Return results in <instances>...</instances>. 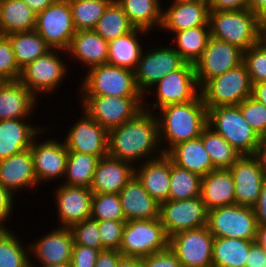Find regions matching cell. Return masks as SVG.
I'll return each instance as SVG.
<instances>
[{"instance_id":"e7e4bbea","label":"cell","mask_w":266,"mask_h":267,"mask_svg":"<svg viewBox=\"0 0 266 267\" xmlns=\"http://www.w3.org/2000/svg\"><path fill=\"white\" fill-rule=\"evenodd\" d=\"M118 267H142L141 258L122 257Z\"/></svg>"},{"instance_id":"11a10c76","label":"cell","mask_w":266,"mask_h":267,"mask_svg":"<svg viewBox=\"0 0 266 267\" xmlns=\"http://www.w3.org/2000/svg\"><path fill=\"white\" fill-rule=\"evenodd\" d=\"M123 255L119 250H103L97 256L95 267H118Z\"/></svg>"},{"instance_id":"680465c9","label":"cell","mask_w":266,"mask_h":267,"mask_svg":"<svg viewBox=\"0 0 266 267\" xmlns=\"http://www.w3.org/2000/svg\"><path fill=\"white\" fill-rule=\"evenodd\" d=\"M253 156L258 160L260 167L266 175V134L260 136L258 147Z\"/></svg>"},{"instance_id":"db71d44e","label":"cell","mask_w":266,"mask_h":267,"mask_svg":"<svg viewBox=\"0 0 266 267\" xmlns=\"http://www.w3.org/2000/svg\"><path fill=\"white\" fill-rule=\"evenodd\" d=\"M209 11H235L248 9L249 0H211Z\"/></svg>"},{"instance_id":"2e32d148","label":"cell","mask_w":266,"mask_h":267,"mask_svg":"<svg viewBox=\"0 0 266 267\" xmlns=\"http://www.w3.org/2000/svg\"><path fill=\"white\" fill-rule=\"evenodd\" d=\"M243 63V51L223 40L210 37L201 57L195 62V74L201 88L208 80Z\"/></svg>"},{"instance_id":"5b68a950","label":"cell","mask_w":266,"mask_h":267,"mask_svg":"<svg viewBox=\"0 0 266 267\" xmlns=\"http://www.w3.org/2000/svg\"><path fill=\"white\" fill-rule=\"evenodd\" d=\"M208 126L227 140L241 155H254L260 137L244 119L238 105L208 109Z\"/></svg>"},{"instance_id":"ac0fdd59","label":"cell","mask_w":266,"mask_h":267,"mask_svg":"<svg viewBox=\"0 0 266 267\" xmlns=\"http://www.w3.org/2000/svg\"><path fill=\"white\" fill-rule=\"evenodd\" d=\"M81 118L65 133L64 142L68 152L86 153L104 158L108 155V131L92 119L84 110Z\"/></svg>"},{"instance_id":"8992f818","label":"cell","mask_w":266,"mask_h":267,"mask_svg":"<svg viewBox=\"0 0 266 267\" xmlns=\"http://www.w3.org/2000/svg\"><path fill=\"white\" fill-rule=\"evenodd\" d=\"M79 106L107 131L134 119L144 110V96H79Z\"/></svg>"},{"instance_id":"b9f144b4","label":"cell","mask_w":266,"mask_h":267,"mask_svg":"<svg viewBox=\"0 0 266 267\" xmlns=\"http://www.w3.org/2000/svg\"><path fill=\"white\" fill-rule=\"evenodd\" d=\"M201 176L172 163L169 200H184L201 196Z\"/></svg>"},{"instance_id":"6da1fadb","label":"cell","mask_w":266,"mask_h":267,"mask_svg":"<svg viewBox=\"0 0 266 267\" xmlns=\"http://www.w3.org/2000/svg\"><path fill=\"white\" fill-rule=\"evenodd\" d=\"M163 154L153 112L143 110L134 119L108 131V156L112 158L137 166Z\"/></svg>"},{"instance_id":"7bdbcfd3","label":"cell","mask_w":266,"mask_h":267,"mask_svg":"<svg viewBox=\"0 0 266 267\" xmlns=\"http://www.w3.org/2000/svg\"><path fill=\"white\" fill-rule=\"evenodd\" d=\"M112 0H69L76 31L94 30Z\"/></svg>"},{"instance_id":"be15d7a7","label":"cell","mask_w":266,"mask_h":267,"mask_svg":"<svg viewBox=\"0 0 266 267\" xmlns=\"http://www.w3.org/2000/svg\"><path fill=\"white\" fill-rule=\"evenodd\" d=\"M255 242L266 251V224L258 225Z\"/></svg>"},{"instance_id":"c3c4849f","label":"cell","mask_w":266,"mask_h":267,"mask_svg":"<svg viewBox=\"0 0 266 267\" xmlns=\"http://www.w3.org/2000/svg\"><path fill=\"white\" fill-rule=\"evenodd\" d=\"M21 72L9 38L0 35V81L18 80Z\"/></svg>"},{"instance_id":"f1b7e54d","label":"cell","mask_w":266,"mask_h":267,"mask_svg":"<svg viewBox=\"0 0 266 267\" xmlns=\"http://www.w3.org/2000/svg\"><path fill=\"white\" fill-rule=\"evenodd\" d=\"M108 42L94 30L76 31L67 55L88 69L108 63Z\"/></svg>"},{"instance_id":"d590c367","label":"cell","mask_w":266,"mask_h":267,"mask_svg":"<svg viewBox=\"0 0 266 267\" xmlns=\"http://www.w3.org/2000/svg\"><path fill=\"white\" fill-rule=\"evenodd\" d=\"M173 34L174 40L170 41V45L173 46L186 63L191 64H195L201 57L211 37L210 26L195 27L174 32Z\"/></svg>"},{"instance_id":"6125c7cd","label":"cell","mask_w":266,"mask_h":267,"mask_svg":"<svg viewBox=\"0 0 266 267\" xmlns=\"http://www.w3.org/2000/svg\"><path fill=\"white\" fill-rule=\"evenodd\" d=\"M251 97L266 106V82L252 85Z\"/></svg>"},{"instance_id":"f35d334b","label":"cell","mask_w":266,"mask_h":267,"mask_svg":"<svg viewBox=\"0 0 266 267\" xmlns=\"http://www.w3.org/2000/svg\"><path fill=\"white\" fill-rule=\"evenodd\" d=\"M200 137L217 169H229L242 156L237 149L209 126L203 130Z\"/></svg>"},{"instance_id":"4316f807","label":"cell","mask_w":266,"mask_h":267,"mask_svg":"<svg viewBox=\"0 0 266 267\" xmlns=\"http://www.w3.org/2000/svg\"><path fill=\"white\" fill-rule=\"evenodd\" d=\"M137 166L135 176L149 195L159 203L169 200L171 159L163 154Z\"/></svg>"},{"instance_id":"44dd1931","label":"cell","mask_w":266,"mask_h":267,"mask_svg":"<svg viewBox=\"0 0 266 267\" xmlns=\"http://www.w3.org/2000/svg\"><path fill=\"white\" fill-rule=\"evenodd\" d=\"M229 170L235 183V204L253 207L266 180L258 160L253 155H242Z\"/></svg>"},{"instance_id":"816d5d0a","label":"cell","mask_w":266,"mask_h":267,"mask_svg":"<svg viewBox=\"0 0 266 267\" xmlns=\"http://www.w3.org/2000/svg\"><path fill=\"white\" fill-rule=\"evenodd\" d=\"M99 250L74 244L71 255V267H95Z\"/></svg>"},{"instance_id":"6f0895ef","label":"cell","mask_w":266,"mask_h":267,"mask_svg":"<svg viewBox=\"0 0 266 267\" xmlns=\"http://www.w3.org/2000/svg\"><path fill=\"white\" fill-rule=\"evenodd\" d=\"M257 225L266 224V180L264 181L259 198L253 206Z\"/></svg>"},{"instance_id":"1f68e13d","label":"cell","mask_w":266,"mask_h":267,"mask_svg":"<svg viewBox=\"0 0 266 267\" xmlns=\"http://www.w3.org/2000/svg\"><path fill=\"white\" fill-rule=\"evenodd\" d=\"M147 33L149 35L150 32L135 28L128 34L108 42V64L135 71L144 49L139 37H145Z\"/></svg>"},{"instance_id":"f6af8a7d","label":"cell","mask_w":266,"mask_h":267,"mask_svg":"<svg viewBox=\"0 0 266 267\" xmlns=\"http://www.w3.org/2000/svg\"><path fill=\"white\" fill-rule=\"evenodd\" d=\"M243 63L252 85L266 82V45L261 40L243 52Z\"/></svg>"},{"instance_id":"3957f363","label":"cell","mask_w":266,"mask_h":267,"mask_svg":"<svg viewBox=\"0 0 266 267\" xmlns=\"http://www.w3.org/2000/svg\"><path fill=\"white\" fill-rule=\"evenodd\" d=\"M211 37L245 52L260 41L261 20L250 9L209 11Z\"/></svg>"},{"instance_id":"603a6c76","label":"cell","mask_w":266,"mask_h":267,"mask_svg":"<svg viewBox=\"0 0 266 267\" xmlns=\"http://www.w3.org/2000/svg\"><path fill=\"white\" fill-rule=\"evenodd\" d=\"M167 9L163 7L161 30L179 32L209 25V5L199 1L168 0ZM172 3V4H171Z\"/></svg>"},{"instance_id":"d4e9b609","label":"cell","mask_w":266,"mask_h":267,"mask_svg":"<svg viewBox=\"0 0 266 267\" xmlns=\"http://www.w3.org/2000/svg\"><path fill=\"white\" fill-rule=\"evenodd\" d=\"M37 98L18 79L0 82V120L31 118ZM31 116V117H30Z\"/></svg>"},{"instance_id":"f5cc1de1","label":"cell","mask_w":266,"mask_h":267,"mask_svg":"<svg viewBox=\"0 0 266 267\" xmlns=\"http://www.w3.org/2000/svg\"><path fill=\"white\" fill-rule=\"evenodd\" d=\"M14 196L9 189L0 183V228H8L5 222L6 220L10 221L9 218L12 216L14 210V201L18 200Z\"/></svg>"},{"instance_id":"94428289","label":"cell","mask_w":266,"mask_h":267,"mask_svg":"<svg viewBox=\"0 0 266 267\" xmlns=\"http://www.w3.org/2000/svg\"><path fill=\"white\" fill-rule=\"evenodd\" d=\"M36 14L44 11L56 0H22Z\"/></svg>"},{"instance_id":"a7ac6f4b","label":"cell","mask_w":266,"mask_h":267,"mask_svg":"<svg viewBox=\"0 0 266 267\" xmlns=\"http://www.w3.org/2000/svg\"><path fill=\"white\" fill-rule=\"evenodd\" d=\"M183 1H199V2H203L205 4H209L211 0H183Z\"/></svg>"},{"instance_id":"cb8c5ba5","label":"cell","mask_w":266,"mask_h":267,"mask_svg":"<svg viewBox=\"0 0 266 267\" xmlns=\"http://www.w3.org/2000/svg\"><path fill=\"white\" fill-rule=\"evenodd\" d=\"M0 183L15 196L19 192L37 190L40 185L34 171L31 150L0 160ZM31 188V189H30Z\"/></svg>"},{"instance_id":"003e7915","label":"cell","mask_w":266,"mask_h":267,"mask_svg":"<svg viewBox=\"0 0 266 267\" xmlns=\"http://www.w3.org/2000/svg\"><path fill=\"white\" fill-rule=\"evenodd\" d=\"M30 267H71L70 263L58 264V265H36L33 262H30Z\"/></svg>"},{"instance_id":"ba28073f","label":"cell","mask_w":266,"mask_h":267,"mask_svg":"<svg viewBox=\"0 0 266 267\" xmlns=\"http://www.w3.org/2000/svg\"><path fill=\"white\" fill-rule=\"evenodd\" d=\"M62 54L67 55V52L51 49L22 69L19 80L37 99L44 94L50 96L56 90L58 91L59 86L69 75L70 66L65 62V56Z\"/></svg>"},{"instance_id":"52a82bcc","label":"cell","mask_w":266,"mask_h":267,"mask_svg":"<svg viewBox=\"0 0 266 267\" xmlns=\"http://www.w3.org/2000/svg\"><path fill=\"white\" fill-rule=\"evenodd\" d=\"M153 87L154 91L150 89L145 93L143 102L144 110L153 113L167 105L190 102L200 94L194 64L186 62L178 70L164 76ZM149 94H154L153 98L156 97L155 103L150 105L146 101Z\"/></svg>"},{"instance_id":"4fadbf2b","label":"cell","mask_w":266,"mask_h":267,"mask_svg":"<svg viewBox=\"0 0 266 267\" xmlns=\"http://www.w3.org/2000/svg\"><path fill=\"white\" fill-rule=\"evenodd\" d=\"M184 63L180 54L171 45L153 48L149 46V49L142 51L134 71L137 88L144 96L164 76L178 70Z\"/></svg>"},{"instance_id":"e0dca14e","label":"cell","mask_w":266,"mask_h":267,"mask_svg":"<svg viewBox=\"0 0 266 267\" xmlns=\"http://www.w3.org/2000/svg\"><path fill=\"white\" fill-rule=\"evenodd\" d=\"M59 139L57 140V138L54 139V137L51 138L50 136V138L47 137L41 141L37 136L32 142L30 150L39 185L53 182L57 179L58 182L60 179L63 182L65 179L68 149L64 140L62 138Z\"/></svg>"},{"instance_id":"484cf974","label":"cell","mask_w":266,"mask_h":267,"mask_svg":"<svg viewBox=\"0 0 266 267\" xmlns=\"http://www.w3.org/2000/svg\"><path fill=\"white\" fill-rule=\"evenodd\" d=\"M135 175V166L110 156L99 159L90 190L93 193L119 194Z\"/></svg>"},{"instance_id":"681fc988","label":"cell","mask_w":266,"mask_h":267,"mask_svg":"<svg viewBox=\"0 0 266 267\" xmlns=\"http://www.w3.org/2000/svg\"><path fill=\"white\" fill-rule=\"evenodd\" d=\"M126 220L98 221L99 236L102 246L107 250H119L122 244Z\"/></svg>"},{"instance_id":"9a60e30c","label":"cell","mask_w":266,"mask_h":267,"mask_svg":"<svg viewBox=\"0 0 266 267\" xmlns=\"http://www.w3.org/2000/svg\"><path fill=\"white\" fill-rule=\"evenodd\" d=\"M214 236L207 226L178 232L169 237V247L182 267H212Z\"/></svg>"},{"instance_id":"d6986e66","label":"cell","mask_w":266,"mask_h":267,"mask_svg":"<svg viewBox=\"0 0 266 267\" xmlns=\"http://www.w3.org/2000/svg\"><path fill=\"white\" fill-rule=\"evenodd\" d=\"M53 190L54 203L58 215L57 227L71 228L73 225L89 219L93 192L90 188L59 184Z\"/></svg>"},{"instance_id":"ee69618b","label":"cell","mask_w":266,"mask_h":267,"mask_svg":"<svg viewBox=\"0 0 266 267\" xmlns=\"http://www.w3.org/2000/svg\"><path fill=\"white\" fill-rule=\"evenodd\" d=\"M90 218L102 220H125L119 194L93 193Z\"/></svg>"},{"instance_id":"91938a15","label":"cell","mask_w":266,"mask_h":267,"mask_svg":"<svg viewBox=\"0 0 266 267\" xmlns=\"http://www.w3.org/2000/svg\"><path fill=\"white\" fill-rule=\"evenodd\" d=\"M248 9L262 21L266 18V0H249Z\"/></svg>"},{"instance_id":"ffe728a7","label":"cell","mask_w":266,"mask_h":267,"mask_svg":"<svg viewBox=\"0 0 266 267\" xmlns=\"http://www.w3.org/2000/svg\"><path fill=\"white\" fill-rule=\"evenodd\" d=\"M30 242V262L58 265L71 262L74 238L70 228L57 227ZM37 259V260H36ZM37 261V262H36Z\"/></svg>"},{"instance_id":"ab89813d","label":"cell","mask_w":266,"mask_h":267,"mask_svg":"<svg viewBox=\"0 0 266 267\" xmlns=\"http://www.w3.org/2000/svg\"><path fill=\"white\" fill-rule=\"evenodd\" d=\"M21 240L11 228H0V267H30V244Z\"/></svg>"},{"instance_id":"836d02e7","label":"cell","mask_w":266,"mask_h":267,"mask_svg":"<svg viewBox=\"0 0 266 267\" xmlns=\"http://www.w3.org/2000/svg\"><path fill=\"white\" fill-rule=\"evenodd\" d=\"M36 15L22 0H0V35L33 31Z\"/></svg>"},{"instance_id":"f546056e","label":"cell","mask_w":266,"mask_h":267,"mask_svg":"<svg viewBox=\"0 0 266 267\" xmlns=\"http://www.w3.org/2000/svg\"><path fill=\"white\" fill-rule=\"evenodd\" d=\"M235 183L229 169H215L201 178V197L209 211L235 204Z\"/></svg>"},{"instance_id":"4dcf8cb0","label":"cell","mask_w":266,"mask_h":267,"mask_svg":"<svg viewBox=\"0 0 266 267\" xmlns=\"http://www.w3.org/2000/svg\"><path fill=\"white\" fill-rule=\"evenodd\" d=\"M166 155L178 167L201 177L217 169L205 150L201 137L178 143Z\"/></svg>"},{"instance_id":"9c48e42d","label":"cell","mask_w":266,"mask_h":267,"mask_svg":"<svg viewBox=\"0 0 266 267\" xmlns=\"http://www.w3.org/2000/svg\"><path fill=\"white\" fill-rule=\"evenodd\" d=\"M252 94V83L244 63L208 80L200 95L207 110L217 106L238 105Z\"/></svg>"},{"instance_id":"5bb4252c","label":"cell","mask_w":266,"mask_h":267,"mask_svg":"<svg viewBox=\"0 0 266 267\" xmlns=\"http://www.w3.org/2000/svg\"><path fill=\"white\" fill-rule=\"evenodd\" d=\"M208 210L202 197L160 203L159 218L168 237L207 226Z\"/></svg>"},{"instance_id":"7402d4cb","label":"cell","mask_w":266,"mask_h":267,"mask_svg":"<svg viewBox=\"0 0 266 267\" xmlns=\"http://www.w3.org/2000/svg\"><path fill=\"white\" fill-rule=\"evenodd\" d=\"M30 121L31 118L0 120V160L30 149L37 136L49 132V127L34 126Z\"/></svg>"},{"instance_id":"277c9868","label":"cell","mask_w":266,"mask_h":267,"mask_svg":"<svg viewBox=\"0 0 266 267\" xmlns=\"http://www.w3.org/2000/svg\"><path fill=\"white\" fill-rule=\"evenodd\" d=\"M87 71L80 82L79 96H143L137 88L135 72L130 69L106 63Z\"/></svg>"},{"instance_id":"7a4b0ae2","label":"cell","mask_w":266,"mask_h":267,"mask_svg":"<svg viewBox=\"0 0 266 267\" xmlns=\"http://www.w3.org/2000/svg\"><path fill=\"white\" fill-rule=\"evenodd\" d=\"M158 110L154 114L164 154L178 143L200 137L208 126V110L200 94L190 102L171 104Z\"/></svg>"},{"instance_id":"bcb514c9","label":"cell","mask_w":266,"mask_h":267,"mask_svg":"<svg viewBox=\"0 0 266 267\" xmlns=\"http://www.w3.org/2000/svg\"><path fill=\"white\" fill-rule=\"evenodd\" d=\"M70 229L73 234L74 244L91 247L99 251L106 250L102 246L97 220L89 218L73 225Z\"/></svg>"},{"instance_id":"03108f58","label":"cell","mask_w":266,"mask_h":267,"mask_svg":"<svg viewBox=\"0 0 266 267\" xmlns=\"http://www.w3.org/2000/svg\"><path fill=\"white\" fill-rule=\"evenodd\" d=\"M260 40L266 45V18L261 21Z\"/></svg>"},{"instance_id":"d6a6232c","label":"cell","mask_w":266,"mask_h":267,"mask_svg":"<svg viewBox=\"0 0 266 267\" xmlns=\"http://www.w3.org/2000/svg\"><path fill=\"white\" fill-rule=\"evenodd\" d=\"M134 28L153 32L162 25L161 0H116Z\"/></svg>"},{"instance_id":"7dc6e473","label":"cell","mask_w":266,"mask_h":267,"mask_svg":"<svg viewBox=\"0 0 266 267\" xmlns=\"http://www.w3.org/2000/svg\"><path fill=\"white\" fill-rule=\"evenodd\" d=\"M238 106L244 119L258 136L266 134V106L251 96L243 100Z\"/></svg>"},{"instance_id":"60d3db41","label":"cell","mask_w":266,"mask_h":267,"mask_svg":"<svg viewBox=\"0 0 266 267\" xmlns=\"http://www.w3.org/2000/svg\"><path fill=\"white\" fill-rule=\"evenodd\" d=\"M99 158L86 153L68 152L63 183L90 188Z\"/></svg>"},{"instance_id":"e575fe53","label":"cell","mask_w":266,"mask_h":267,"mask_svg":"<svg viewBox=\"0 0 266 267\" xmlns=\"http://www.w3.org/2000/svg\"><path fill=\"white\" fill-rule=\"evenodd\" d=\"M255 240L215 237L212 267H245L246 258Z\"/></svg>"},{"instance_id":"30bf717a","label":"cell","mask_w":266,"mask_h":267,"mask_svg":"<svg viewBox=\"0 0 266 267\" xmlns=\"http://www.w3.org/2000/svg\"><path fill=\"white\" fill-rule=\"evenodd\" d=\"M169 247L160 218L126 221L120 253L123 257L143 258Z\"/></svg>"},{"instance_id":"8d00e7d4","label":"cell","mask_w":266,"mask_h":267,"mask_svg":"<svg viewBox=\"0 0 266 267\" xmlns=\"http://www.w3.org/2000/svg\"><path fill=\"white\" fill-rule=\"evenodd\" d=\"M6 36L12 44L17 64L21 70L51 50L35 30L15 32Z\"/></svg>"},{"instance_id":"9f6ffc18","label":"cell","mask_w":266,"mask_h":267,"mask_svg":"<svg viewBox=\"0 0 266 267\" xmlns=\"http://www.w3.org/2000/svg\"><path fill=\"white\" fill-rule=\"evenodd\" d=\"M245 267H264L266 265V251L254 242L248 253V258H246Z\"/></svg>"},{"instance_id":"8fae6325","label":"cell","mask_w":266,"mask_h":267,"mask_svg":"<svg viewBox=\"0 0 266 267\" xmlns=\"http://www.w3.org/2000/svg\"><path fill=\"white\" fill-rule=\"evenodd\" d=\"M207 227L214 237L255 240L258 225L253 207L234 204L209 210Z\"/></svg>"},{"instance_id":"7c38bea8","label":"cell","mask_w":266,"mask_h":267,"mask_svg":"<svg viewBox=\"0 0 266 267\" xmlns=\"http://www.w3.org/2000/svg\"><path fill=\"white\" fill-rule=\"evenodd\" d=\"M34 30L51 49L67 51L76 32L69 0H56L38 13Z\"/></svg>"},{"instance_id":"74e56055","label":"cell","mask_w":266,"mask_h":267,"mask_svg":"<svg viewBox=\"0 0 266 267\" xmlns=\"http://www.w3.org/2000/svg\"><path fill=\"white\" fill-rule=\"evenodd\" d=\"M122 7L112 0L105 8L103 16L98 20L94 31L104 40L110 42L134 30Z\"/></svg>"},{"instance_id":"83f0119b","label":"cell","mask_w":266,"mask_h":267,"mask_svg":"<svg viewBox=\"0 0 266 267\" xmlns=\"http://www.w3.org/2000/svg\"><path fill=\"white\" fill-rule=\"evenodd\" d=\"M119 197L126 221L159 218L160 203L149 195L135 175L121 189Z\"/></svg>"},{"instance_id":"f907efd6","label":"cell","mask_w":266,"mask_h":267,"mask_svg":"<svg viewBox=\"0 0 266 267\" xmlns=\"http://www.w3.org/2000/svg\"><path fill=\"white\" fill-rule=\"evenodd\" d=\"M141 263L142 267H182L170 247L141 258Z\"/></svg>"}]
</instances>
